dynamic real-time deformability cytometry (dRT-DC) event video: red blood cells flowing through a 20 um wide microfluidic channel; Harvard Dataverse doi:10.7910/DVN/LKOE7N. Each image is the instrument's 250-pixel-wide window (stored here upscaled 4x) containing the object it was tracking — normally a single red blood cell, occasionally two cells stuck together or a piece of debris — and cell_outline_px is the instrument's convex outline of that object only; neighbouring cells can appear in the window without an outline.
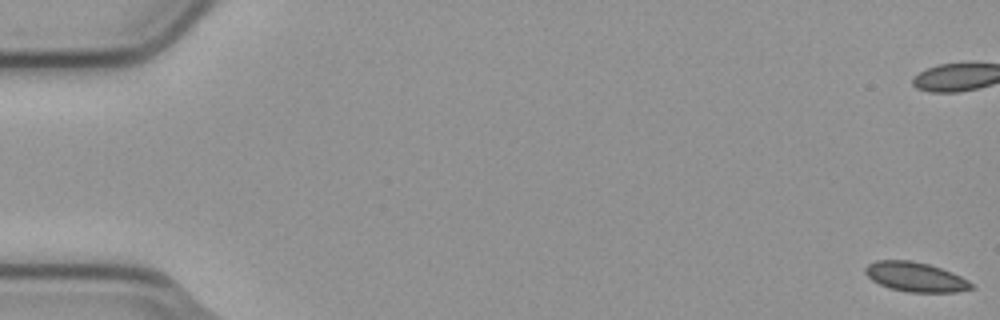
{"species": "common noctule bat (a hibernating species)", "species_latin": "Nyctalus noctula", "temperature_condition": "cold", "stored_images_in_passage": 4, "camera_frame_rate_fps": 3000, "um_per_image_px": 0.085, "animal": {"sex": "male", "body_mass_g": 23.1, "forearm_length_mm": 52.7}, "frame": {"image": 1, "passage_image": 1, "time_ms": 0.0, "image_size_px": [1000, 320], "cell_outline_px": [[976, 288], [956, 292], [908, 292], [888, 288], [872, 280], [864, 272], [864, 268], [868, 264], [876, 260], [912, 260], [928, 264], [952, 272], [968, 280]], "centroid_in_image_um": [77.81, 23.54], "position_along_channel_um": 7.2, "area_um2": 18.32}}